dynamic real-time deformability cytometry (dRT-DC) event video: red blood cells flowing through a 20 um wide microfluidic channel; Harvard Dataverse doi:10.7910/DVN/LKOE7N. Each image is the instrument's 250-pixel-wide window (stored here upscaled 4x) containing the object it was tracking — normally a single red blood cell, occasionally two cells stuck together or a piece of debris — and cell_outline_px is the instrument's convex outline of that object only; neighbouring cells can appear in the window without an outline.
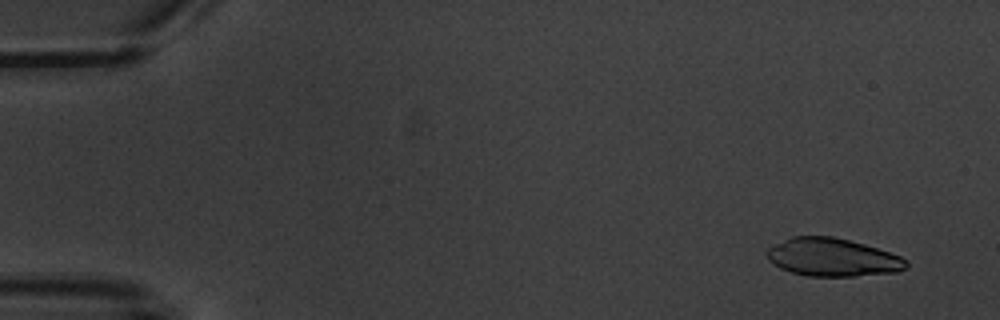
{"species": "common noctule bat (a hibernating species)", "species_latin": "Nyctalus noctula", "temperature_condition": "warm", "stored_images_in_passage": 7, "camera_frame_rate_fps": 3000, "um_per_image_px": 0.085, "animal": {"sex": "male", "body_mass_g": 20.1, "forearm_length_mm": 53.5}, "frame": {"image": 1, "passage_image": 2, "time_ms": 1.0, "image_size_px": [1000, 320], "cell_outline_px": [[908, 268], [900, 272], [856, 276], [808, 276], [792, 272], [780, 268], [768, 260], [764, 252], [768, 248], [792, 236], [832, 236], [864, 244], [900, 256], [908, 264]], "centroid_in_image_um": [70.75, 21.88], "position_along_channel_um": 14.2, "area_um2": 30.87}}